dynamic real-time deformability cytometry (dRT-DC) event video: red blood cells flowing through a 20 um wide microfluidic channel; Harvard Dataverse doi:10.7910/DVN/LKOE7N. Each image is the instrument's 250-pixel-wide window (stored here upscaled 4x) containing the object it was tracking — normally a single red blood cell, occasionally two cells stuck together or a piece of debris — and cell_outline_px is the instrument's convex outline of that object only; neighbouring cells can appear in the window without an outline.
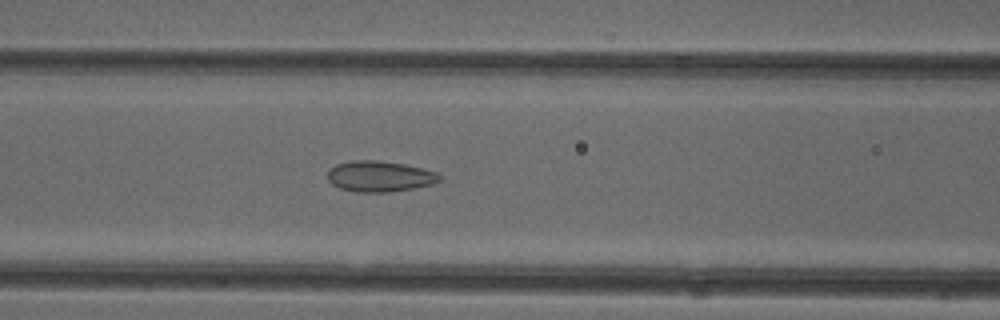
{"species": "common noctule bat (a hibernating species)", "species_latin": "Nyctalus noctula", "temperature_condition": "cold", "stored_images_in_passage": 41, "camera_frame_rate_fps": 3000, "um_per_image_px": 0.085, "animal": {"sex": "female"}, "frame": {"image": 1, "passage_image": 17, "time_ms": 5.333, "image_size_px": [1000, 320], "cell_outline_px": [[440, 180], [432, 184], [412, 188], [388, 192], [356, 192], [340, 188], [332, 184], [328, 180], [328, 172], [336, 164], [352, 160], [376, 160], [404, 164], [436, 172], [440, 176]], "centroid_in_image_um": [32.24, 14.99], "position_along_channel_um": 134.4, "area_um2": 19.88}}
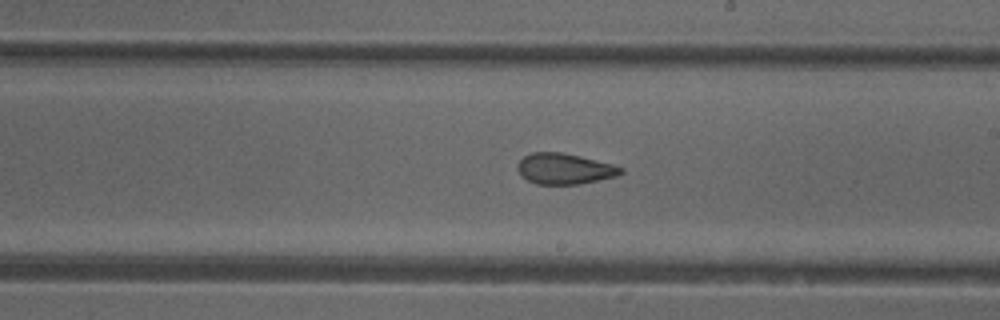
{"frame": {"image": 2, "passage_image": 25, "time_ms": 8.0, "image_size_px": [1000, 320], "cell_outline_px": [[624, 172], [616, 176], [580, 184], [536, 184], [520, 176], [516, 168], [520, 160], [524, 156], [532, 152], [560, 152], [580, 156], [612, 164], [624, 168]], "centroid_in_image_um": [47.96, 14.35], "position_along_channel_um": 241.0, "area_um2": 18.55}}
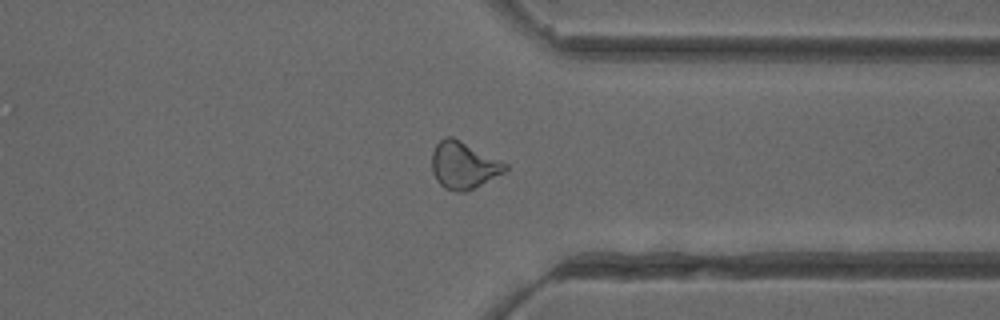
{"frame": {"image": 3, "passage_image": 35, "time_ms": 11.333, "image_size_px": [1000, 320], "cell_outline_px": [[508, 168], [504, 172], [464, 192], [460, 192], [444, 188], [436, 180], [432, 172], [432, 152], [436, 144], [444, 136], [452, 136], [508, 164]], "centroid_in_image_um": [39.36, 14.03], "position_along_channel_um": 372.0, "area_um2": 19.83}, "authors_computed_cell_mechanics": {"area_um2": 19.3052, "velocity_mm_per_s": 4.0042, "shape_relaxation_time_tau1_ms": null, "shape_relaxation_time_tau2_ms": 1.9855, "deformation_change_tau1": null, "deformation_change_tau2": 0.0857}}